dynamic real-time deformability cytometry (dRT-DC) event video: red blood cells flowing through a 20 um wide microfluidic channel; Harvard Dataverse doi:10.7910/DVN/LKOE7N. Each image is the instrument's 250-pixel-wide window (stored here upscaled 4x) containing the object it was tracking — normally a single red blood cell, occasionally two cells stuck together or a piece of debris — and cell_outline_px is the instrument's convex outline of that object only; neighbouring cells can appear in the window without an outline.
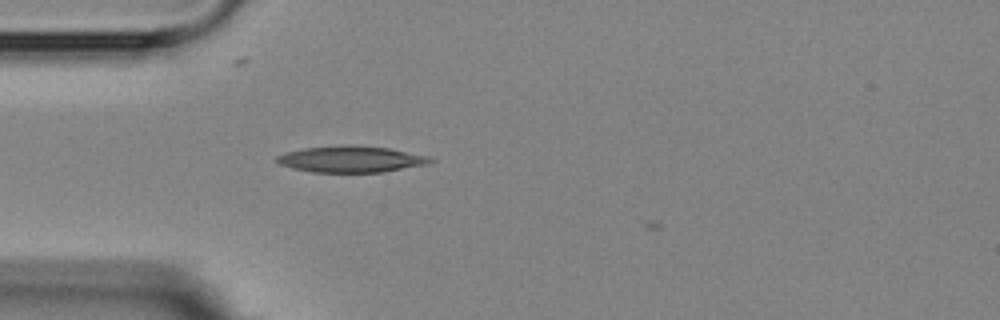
{"species": "Egyptian fruit bat (a non-hibernating species)", "species_latin": "Rousettus aegyptiacus", "temperature_condition": "room temperature", "stored_images_in_passage": 2, "camera_frame_rate_fps": 3000, "um_per_image_px": 0.085, "animal": {"sex": "female"}, "frame": {"image": 1, "passage_image": 2, "time_ms": 1.0, "image_size_px": [1000, 320], "cell_outline_px": [[436, 160], [432, 164], [384, 172], [312, 172], [292, 168], [280, 164], [276, 160], [276, 156], [288, 152], [304, 148], [344, 144], [348, 144], [388, 148], [432, 156]], "centroid_in_image_um": [29.94, 13.53], "position_along_channel_um": 55.1, "area_um2": 23.93}}